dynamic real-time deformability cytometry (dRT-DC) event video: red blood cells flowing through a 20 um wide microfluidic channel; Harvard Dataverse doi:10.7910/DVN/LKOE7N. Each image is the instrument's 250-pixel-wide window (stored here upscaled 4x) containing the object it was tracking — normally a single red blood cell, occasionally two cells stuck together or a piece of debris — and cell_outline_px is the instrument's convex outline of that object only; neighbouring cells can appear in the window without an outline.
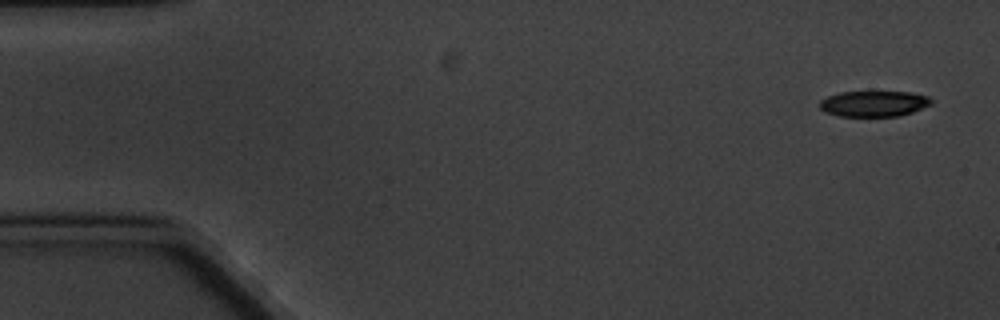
{"species": "common noctule bat (a hibernating species)", "species_latin": "Nyctalus noctula", "temperature_condition": "cold", "stored_images_in_passage": 6, "camera_frame_rate_fps": 3000, "um_per_image_px": 0.085, "animal": {"sex": "male", "body_mass_g": 20.1, "forearm_length_mm": 53.5}, "frame": {"image": 1, "passage_image": 6, "time_ms": 6.333, "image_size_px": [1000, 320], "cell_outline_px": [[932, 104], [912, 112], [900, 116], [840, 116], [824, 112], [816, 104], [820, 100], [828, 96], [840, 92], [912, 92], [928, 96], [932, 100]], "centroid_in_image_um": [74.25, 8.81], "position_along_channel_um": 10.7, "area_um2": 16.88}}